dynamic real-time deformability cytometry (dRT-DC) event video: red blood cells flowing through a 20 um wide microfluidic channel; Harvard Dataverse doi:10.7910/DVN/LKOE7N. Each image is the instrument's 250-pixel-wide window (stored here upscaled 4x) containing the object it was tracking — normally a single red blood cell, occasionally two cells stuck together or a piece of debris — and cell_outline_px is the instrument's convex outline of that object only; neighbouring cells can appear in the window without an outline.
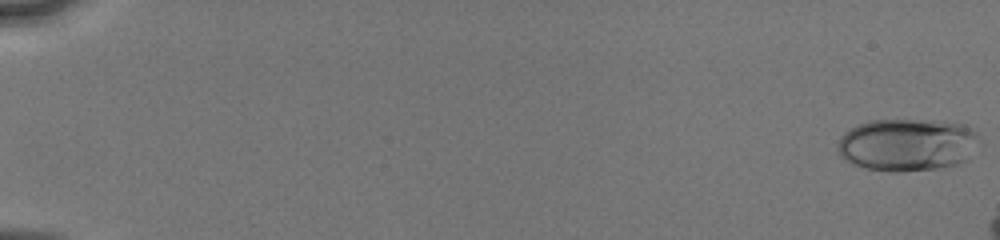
{"species": "human", "species_latin": "Homo sapiens", "temperature_condition": "cold", "stored_images_in_passage": 14, "camera_frame_rate_fps": 3000, "um_per_image_px": 0.085, "donor": {"sex": "male"}, "frame": {"image": 1, "passage_image": 1, "time_ms": 0.0, "image_size_px": [1000, 240], "cell_outline_px": [[980, 140], [968, 160], [956, 164], [936, 168], [900, 172], [892, 172], [864, 168], [852, 164], [844, 160], [840, 156], [836, 148], [836, 144], [840, 136], [844, 132], [868, 120], [932, 120], [960, 124], [972, 128], [976, 132]], "centroid_in_image_um": [77.09, 12.31], "position_along_channel_um": 7.9, "area_um2": 43.75}}